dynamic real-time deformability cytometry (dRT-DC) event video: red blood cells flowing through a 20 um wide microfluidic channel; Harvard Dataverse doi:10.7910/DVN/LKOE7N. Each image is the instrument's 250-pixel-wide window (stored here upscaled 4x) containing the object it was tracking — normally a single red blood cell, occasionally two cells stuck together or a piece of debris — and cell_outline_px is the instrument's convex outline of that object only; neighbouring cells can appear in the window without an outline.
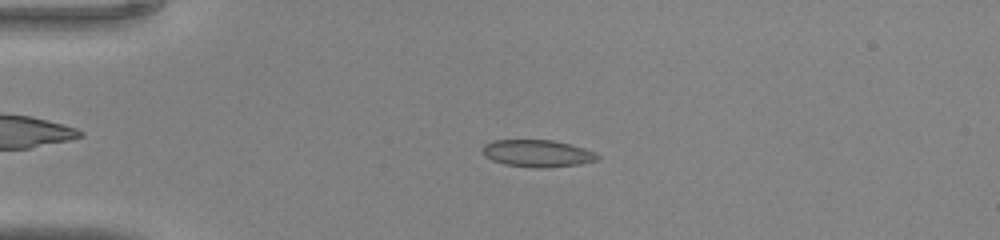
{"species": "common noctule bat (a hibernating species)", "species_latin": "Nyctalus noctula", "temperature_condition": "warm", "stored_images_in_passage": 45, "camera_frame_rate_fps": 3000, "um_per_image_px": 0.085, "animal": {"sex": "male", "body_mass_g": 20.0, "forearm_length_mm": 53.3}, "frame": {"image": 1, "passage_image": 11, "time_ms": 3.333, "image_size_px": [1000, 240], "cell_outline_px": [[600, 160], [580, 164], [544, 168], [536, 168], [504, 164], [492, 160], [484, 156], [484, 144], [492, 140], [552, 140], [584, 148], [596, 152], [600, 156]], "centroid_in_image_um": [45.71, 13.04], "position_along_channel_um": 39.3, "area_um2": 18.21}}
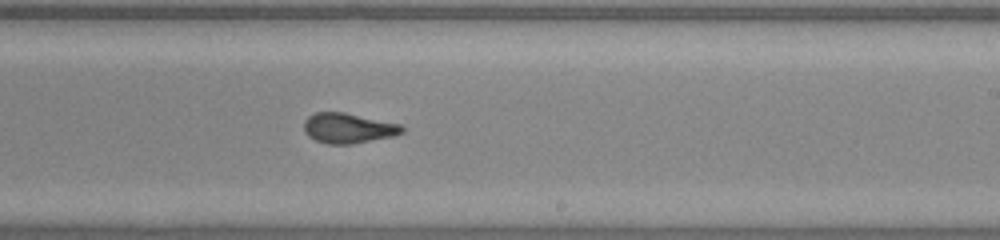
{"frame": {"image": 2, "passage_image": 28, "time_ms": 9.0, "image_size_px": [1000, 240], "cell_outline_px": [[404, 132], [392, 136], [352, 144], [328, 144], [316, 140], [308, 136], [304, 132], [304, 120], [308, 116], [316, 112], [344, 112], [400, 124], [404, 128]], "centroid_in_image_um": [29.57, 10.89], "position_along_channel_um": 259.4, "area_um2": 17.17}}
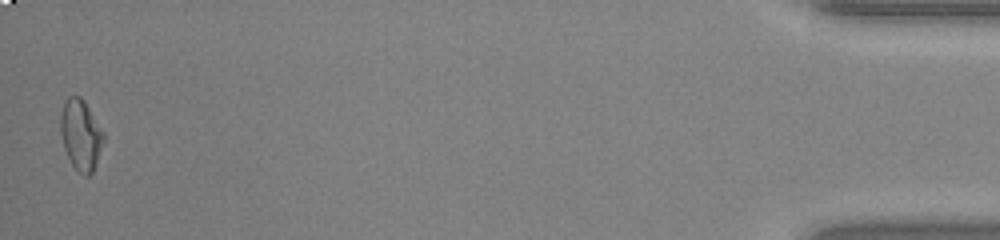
{"frame": {"image": 3, "passage_image": 45, "time_ms": 14.667, "image_size_px": [1000, 240], "cell_outline_px": [[104, 140], [96, 164], [92, 172], [88, 176], [84, 176], [72, 164], [64, 148], [60, 132], [60, 112], [68, 96], [80, 96], [84, 100], [104, 132]], "centroid_in_image_um": [6.86, 11.44], "position_along_channel_um": 428.3, "area_um2": 17.63}}